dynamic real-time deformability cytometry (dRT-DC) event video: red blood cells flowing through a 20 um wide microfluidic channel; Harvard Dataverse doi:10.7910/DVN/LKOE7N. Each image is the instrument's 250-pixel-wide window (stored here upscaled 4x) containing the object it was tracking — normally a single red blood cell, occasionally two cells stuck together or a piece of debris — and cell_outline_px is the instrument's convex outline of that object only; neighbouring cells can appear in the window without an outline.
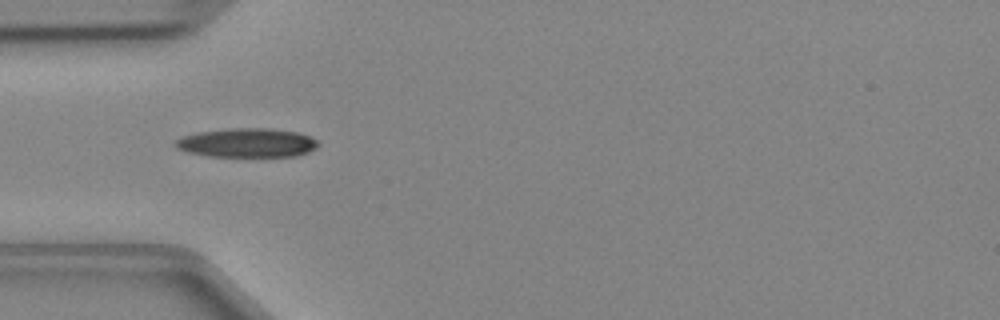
{"species": "Egyptian fruit bat (a non-hibernating species)", "species_latin": "Rousettus aegyptiacus", "temperature_condition": "cold", "stored_images_in_passage": 36, "camera_frame_rate_fps": 3000, "um_per_image_px": 0.085, "animal": {"sex": "female"}, "frame": {"image": 1, "passage_image": 3, "time_ms": 0.667, "image_size_px": [1000, 320], "cell_outline_px": [[320, 144], [316, 148], [308, 152], [296, 156], [208, 156], [188, 152], [176, 148], [172, 144], [176, 140], [184, 136], [196, 132], [228, 128], [272, 128], [296, 132], [308, 136], [316, 140]], "centroid_in_image_um": [20.98, 12.13], "position_along_channel_um": 64.0, "area_um2": 24.22}}
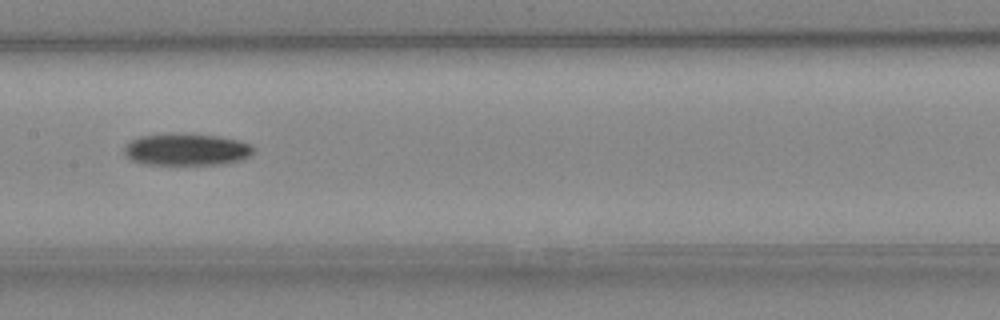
{"frame": {"image": 2, "passage_image": 12, "time_ms": 3.667, "image_size_px": [1000, 320], "cell_outline_px": [[256, 148], [248, 156], [240, 160], [224, 164], [144, 164], [132, 160], [124, 152], [124, 148], [132, 140], [140, 136], [168, 132], [176, 132], [216, 136], [240, 140], [252, 144]], "centroid_in_image_um": [15.87, 12.68], "position_along_channel_um": 191.5, "area_um2": 24.28}}
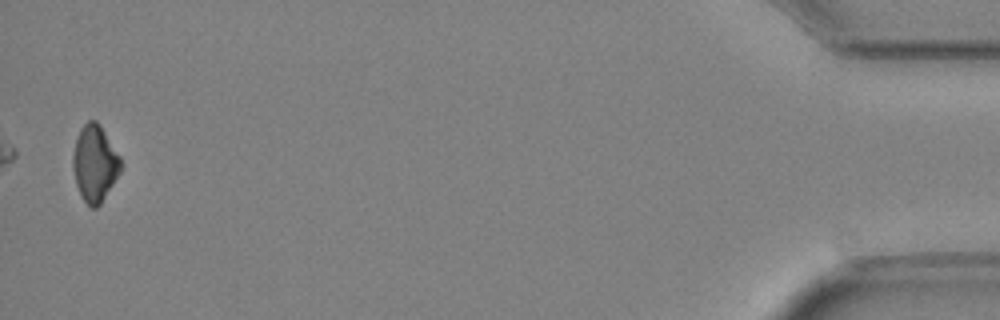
{"frame": {"image": 3, "passage_image": 35, "time_ms": 11.333, "image_size_px": [1000, 320], "cell_outline_px": [[124, 164], [120, 172], [100, 204], [96, 208], [92, 208], [80, 196], [76, 184], [72, 168], [72, 156], [76, 136], [80, 128], [88, 120], [96, 120], [100, 124], [120, 156]], "centroid_in_image_um": [8.05, 13.87], "position_along_channel_um": 427.2, "area_um2": 21.56}}